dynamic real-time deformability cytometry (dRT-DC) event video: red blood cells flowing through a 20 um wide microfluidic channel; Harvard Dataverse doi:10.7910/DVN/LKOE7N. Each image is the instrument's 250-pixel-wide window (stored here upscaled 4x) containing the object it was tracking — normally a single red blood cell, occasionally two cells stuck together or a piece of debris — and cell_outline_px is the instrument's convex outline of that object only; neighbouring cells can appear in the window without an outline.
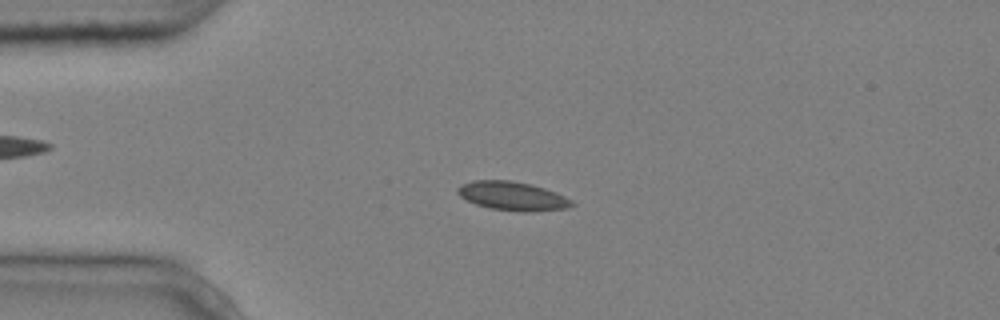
{"species": "common noctule bat (a hibernating species)", "species_latin": "Nyctalus noctula", "temperature_condition": "cold", "stored_images_in_passage": 4, "camera_frame_rate_fps": 3000, "um_per_image_px": 0.085, "animal": {"sex": "male", "body_mass_g": 20.4}, "frame": {"image": 1, "passage_image": 3, "time_ms": 0.667, "image_size_px": [1000, 320], "cell_outline_px": [[576, 204], [568, 208], [532, 212], [520, 212], [488, 208], [476, 204], [460, 196], [456, 192], [456, 188], [460, 184], [472, 180], [512, 180], [532, 184], [556, 192], [572, 200]], "centroid_in_image_um": [43.56, 16.66], "position_along_channel_um": 41.4, "area_um2": 19.48}}